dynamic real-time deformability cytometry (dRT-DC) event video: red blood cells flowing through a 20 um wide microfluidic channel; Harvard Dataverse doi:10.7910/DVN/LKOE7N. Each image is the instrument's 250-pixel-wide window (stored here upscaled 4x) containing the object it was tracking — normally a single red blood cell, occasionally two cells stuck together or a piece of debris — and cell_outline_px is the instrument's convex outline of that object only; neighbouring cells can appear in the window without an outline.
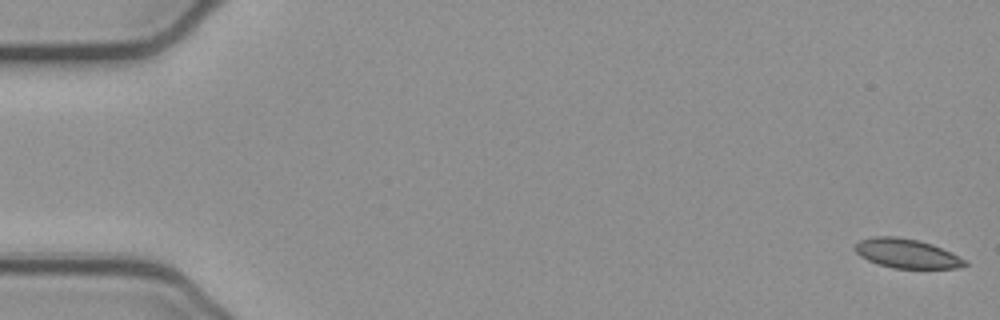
{"species": "common noctule bat (a hibernating species)", "species_latin": "Nyctalus noctula", "temperature_condition": "cold", "stored_images_in_passage": 53, "camera_frame_rate_fps": 3000, "um_per_image_px": 0.085, "animal": {"sex": "female", "body_mass_g": 21.9}, "frame": {"image": 1, "passage_image": 1, "time_ms": 0.0, "image_size_px": [1000, 320], "cell_outline_px": [[968, 264], [960, 268], [892, 268], [876, 264], [860, 256], [852, 248], [860, 240], [872, 236], [896, 236], [916, 240], [932, 244], [964, 260]], "centroid_in_image_um": [76.99, 21.55], "position_along_channel_um": 8.0, "area_um2": 18.55}}
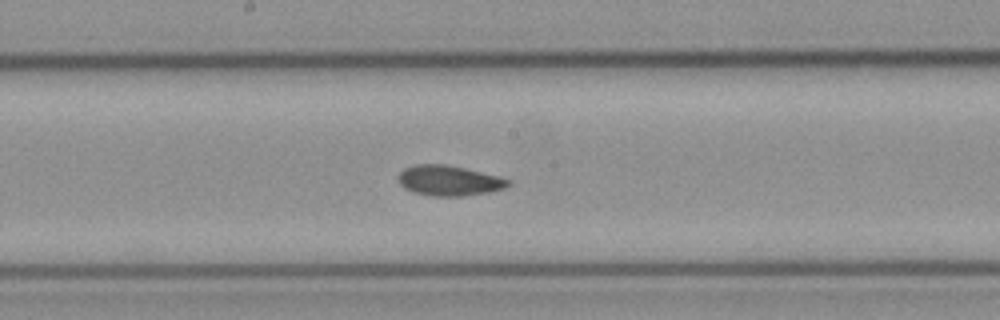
{"frame": {"image": 2, "passage_image": 28, "time_ms": 9.0, "image_size_px": [1000, 320], "cell_outline_px": [[508, 184], [504, 188], [492, 192], [460, 196], [432, 196], [412, 192], [404, 188], [400, 184], [400, 172], [404, 168], [416, 164], [444, 164], [464, 168], [500, 176], [508, 180]], "centroid_in_image_um": [38.15, 15.35], "position_along_channel_um": 210.0, "area_um2": 19.25}}
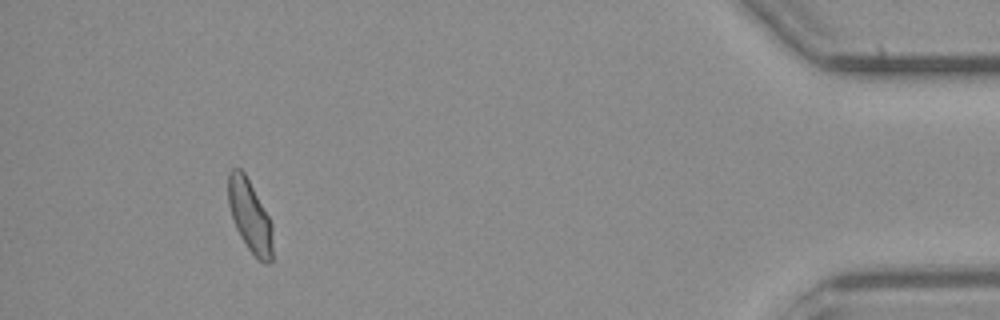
{"frame": {"image": 3, "passage_image": 49, "time_ms": 16.0, "image_size_px": [1000, 320], "cell_outline_px": [[272, 260], [268, 264], [264, 264], [248, 248], [240, 236], [236, 228], [228, 204], [228, 172], [232, 168], [240, 168], [244, 172], [268, 216], [272, 224]], "centroid_in_image_um": [21.23, 18.35], "position_along_channel_um": 414.0, "area_um2": 18.44}, "authors_computed_cell_mechanics": {"area_um2": 19.1318, "velocity_mm_per_s": 3.8762, "shape_relaxation_time_tau1_ms": 10.3816, "shape_relaxation_time_tau2_ms": 4.306, "deformation_change_tau1": 0.1643, "deformation_change_tau2": 0.0852}}